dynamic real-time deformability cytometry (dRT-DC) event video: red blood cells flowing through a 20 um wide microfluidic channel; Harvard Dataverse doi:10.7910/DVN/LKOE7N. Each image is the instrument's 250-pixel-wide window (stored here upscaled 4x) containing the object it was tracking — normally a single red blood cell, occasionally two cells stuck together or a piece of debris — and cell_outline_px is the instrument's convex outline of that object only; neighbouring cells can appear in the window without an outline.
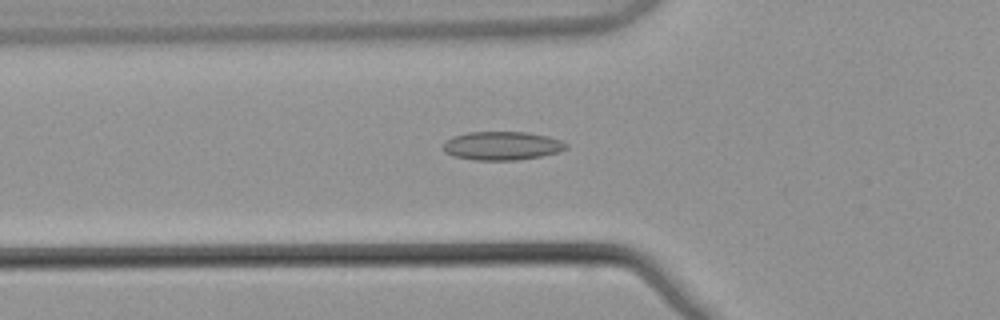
{"species": "common noctule bat (a hibernating species)", "species_latin": "Nyctalus noctula", "temperature_condition": "warm", "stored_images_in_passage": 54, "camera_frame_rate_fps": 3000, "um_per_image_px": 0.085, "animal": {"sex": "male", "body_mass_g": 21.5, "forearm_length_mm": 52.0}, "frame": {"image": 1, "passage_image": 20, "time_ms": 6.333, "image_size_px": [1000, 320], "cell_outline_px": [[568, 148], [560, 152], [540, 156], [516, 160], [476, 160], [452, 156], [444, 152], [444, 140], [452, 136], [468, 132], [528, 132], [548, 136], [560, 140], [568, 144]], "centroid_in_image_um": [42.67, 12.39], "position_along_channel_um": 83.1, "area_um2": 20.63}}
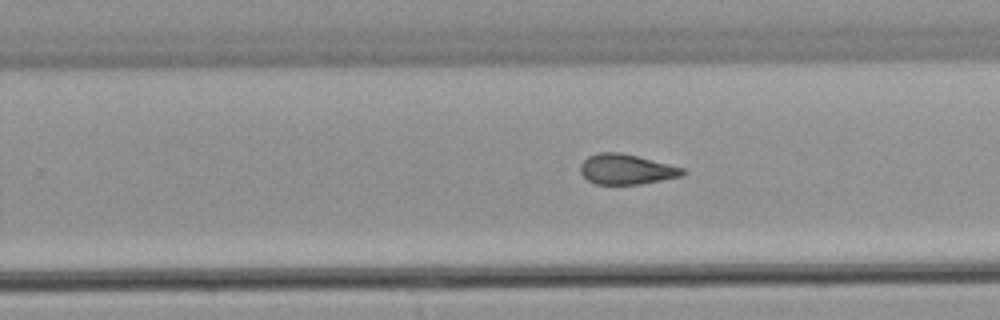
{"frame": {"image": 2, "passage_image": 35, "time_ms": 11.333, "image_size_px": [1000, 320], "cell_outline_px": [[684, 172], [680, 176], [640, 184], [596, 184], [588, 180], [580, 172], [580, 164], [588, 156], [600, 152], [620, 152], [684, 168]], "centroid_in_image_um": [53.19, 14.38], "position_along_channel_um": 276.6, "area_um2": 17.69}}
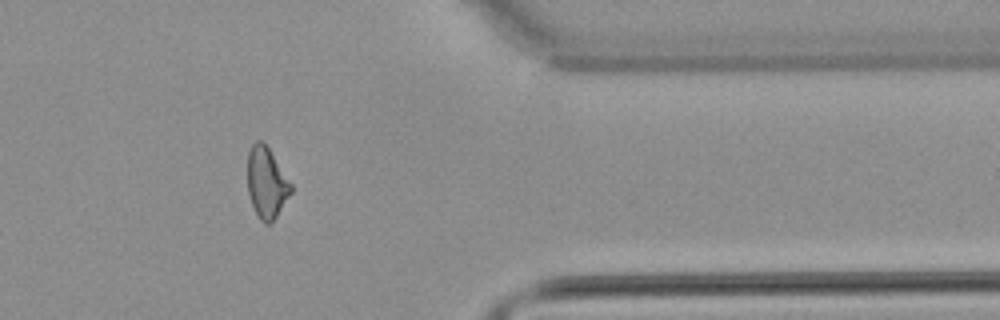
{"frame": {"image": 3, "passage_image": 45, "time_ms": 14.667, "image_size_px": [1000, 320], "cell_outline_px": [[292, 192], [276, 216], [268, 224], [264, 224], [260, 220], [252, 204], [248, 192], [248, 152], [252, 144], [256, 140], [260, 140], [268, 148], [292, 184]], "centroid_in_image_um": [22.65, 15.53], "position_along_channel_um": 388.7, "area_um2": 17.63}, "authors_computed_cell_mechanics": {"area_um2": 18.785, "velocity_mm_per_s": 3.8642, "shape_relaxation_time_tau1_ms": null, "shape_relaxation_time_tau2_ms": 2.8081, "deformation_change_tau1": null, "deformation_change_tau2": 0.0876}}